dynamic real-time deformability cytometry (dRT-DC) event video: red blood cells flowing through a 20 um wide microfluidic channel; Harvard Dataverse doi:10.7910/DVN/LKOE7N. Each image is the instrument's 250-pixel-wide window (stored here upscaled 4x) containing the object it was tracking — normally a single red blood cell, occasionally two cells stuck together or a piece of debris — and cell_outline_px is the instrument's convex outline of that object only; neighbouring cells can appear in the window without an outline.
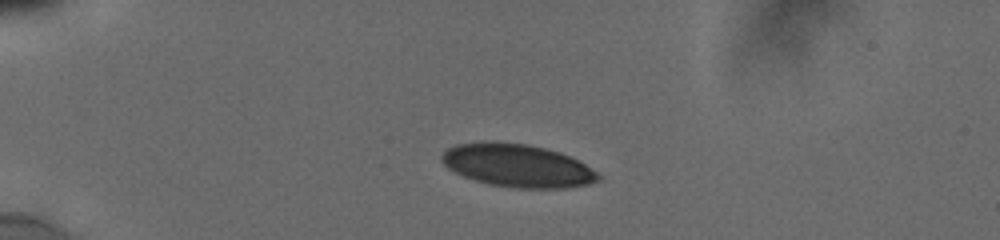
{"species": "human", "species_latin": "Homo sapiens", "temperature_condition": "cold", "stored_images_in_passage": 55, "camera_frame_rate_fps": 3000, "um_per_image_px": 0.085, "donor": {"sex": "male"}, "frame": {"image": 1, "passage_image": 1, "time_ms": 0.0, "image_size_px": [1000, 240], "cell_outline_px": [[604, 176], [600, 180], [588, 184], [564, 188], [516, 188], [488, 184], [464, 176], [448, 168], [440, 160], [440, 156], [448, 148], [456, 144], [484, 140], [496, 140], [528, 144], [560, 152], [600, 172]], "centroid_in_image_um": [43.98, 14.06], "position_along_channel_um": 41.0, "area_um2": 39.59}}
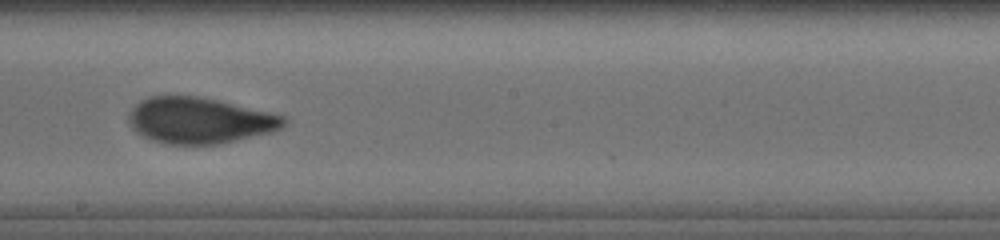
{"frame": {"image": 2, "passage_image": 26, "time_ms": 6.333, "image_size_px": [1000, 240], "cell_outline_px": [[288, 120], [280, 128], [272, 132], [220, 144], [164, 144], [140, 136], [128, 124], [128, 112], [140, 100], [148, 96], [196, 96], [216, 100], [268, 112], [284, 116]], "centroid_in_image_um": [16.9, 10.25], "position_along_channel_um": 231.3, "area_um2": 41.62}}
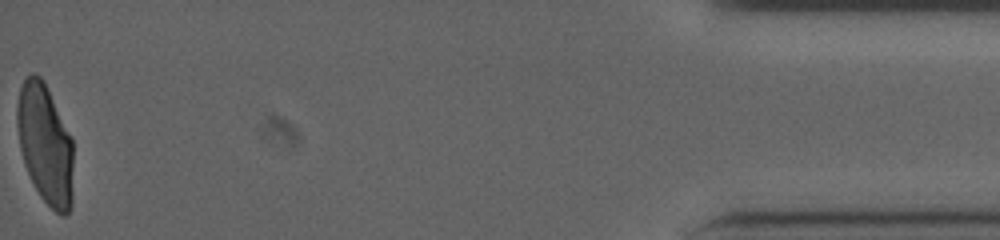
{"frame": {"image": 3, "passage_image": 54, "time_ms": 13.667, "image_size_px": [1000, 240], "cell_outline_px": [[72, 208], [64, 216], [60, 216], [40, 196], [24, 164], [20, 148], [16, 124], [16, 108], [20, 88], [24, 80], [32, 72], [36, 72], [44, 80], [72, 136]], "centroid_in_image_um": [3.84, 12.22], "position_along_channel_um": 431.4, "area_um2": 39.54}, "authors_computed_cell_mechanics": {"area_um2": 41.327, "velocity_mm_per_s": 3.8302, "shape_relaxation_time_tau1_ms": 10.5894, "shape_relaxation_time_tau2_ms": 0.7267, "deformation_change_tau1": 0.2572, "deformation_change_tau2": 0.0549}}